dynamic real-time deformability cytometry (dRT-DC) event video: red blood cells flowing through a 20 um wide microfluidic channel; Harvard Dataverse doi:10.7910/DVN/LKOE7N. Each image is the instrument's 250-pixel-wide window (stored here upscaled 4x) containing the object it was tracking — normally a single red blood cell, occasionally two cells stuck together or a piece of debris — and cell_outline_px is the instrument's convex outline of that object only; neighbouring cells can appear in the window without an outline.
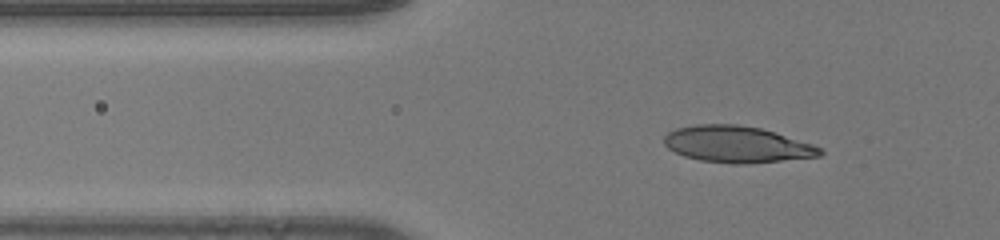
{"species": "human", "species_latin": "Homo sapiens", "temperature_condition": "room temperature", "stored_images_in_passage": 6, "segment_of_instrument_passage": [2, 2], "camera_frame_rate_fps": 3000, "um_per_image_px": 0.085, "donor": {"sex": "male"}, "frame": {"image": 1, "passage_image": 6, "time_ms": 1.667, "image_size_px": [1000, 240], "cell_outline_px": [[824, 152], [820, 156], [748, 164], [736, 164], [700, 160], [684, 156], [668, 148], [664, 144], [664, 136], [668, 132], [676, 128], [696, 124], [740, 124], [760, 128], [812, 144], [824, 148]], "centroid_in_image_um": [62.64, 12.27], "position_along_channel_um": 63.2, "area_um2": 33.12}}